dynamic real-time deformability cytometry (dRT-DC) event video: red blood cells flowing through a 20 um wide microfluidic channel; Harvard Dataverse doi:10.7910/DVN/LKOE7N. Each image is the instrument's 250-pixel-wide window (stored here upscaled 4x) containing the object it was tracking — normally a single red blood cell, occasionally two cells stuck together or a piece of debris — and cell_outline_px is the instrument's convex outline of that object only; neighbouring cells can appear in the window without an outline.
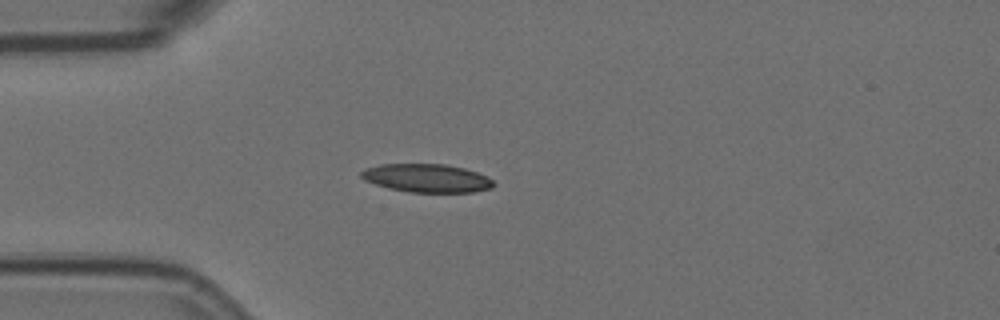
{"species": "Egyptian fruit bat (a non-hibernating species)", "species_latin": "Rousettus aegyptiacus", "temperature_condition": "room temperature", "stored_images_in_passage": 5, "camera_frame_rate_fps": 3000, "um_per_image_px": 0.085, "animal": {"sex": "female"}, "frame": {"image": 1, "passage_image": 1, "time_ms": 0.0, "image_size_px": [1000, 320], "cell_outline_px": [[496, 184], [492, 188], [472, 192], [408, 192], [388, 188], [364, 180], [360, 176], [360, 172], [364, 168], [380, 164], [444, 164], [464, 168], [488, 176]], "centroid_in_image_um": [36.27, 15.14], "position_along_channel_um": 48.7, "area_um2": 21.96}}
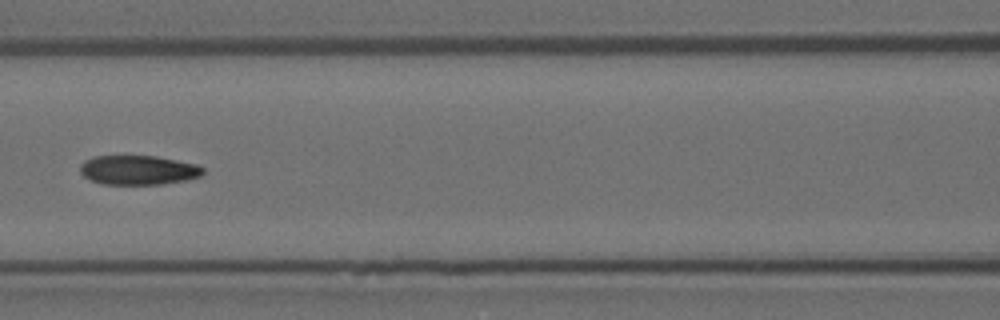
{"frame": {"image": 2, "passage_image": 4, "time_ms": 1.0, "image_size_px": [1000, 320], "cell_outline_px": [[204, 172], [200, 176], [188, 180], [160, 184], [100, 184], [84, 176], [80, 172], [80, 164], [84, 160], [96, 156], [156, 156], [196, 164], [204, 168]], "centroid_in_image_um": [11.75, 14.45], "position_along_channel_um": 154.8, "area_um2": 21.04}}
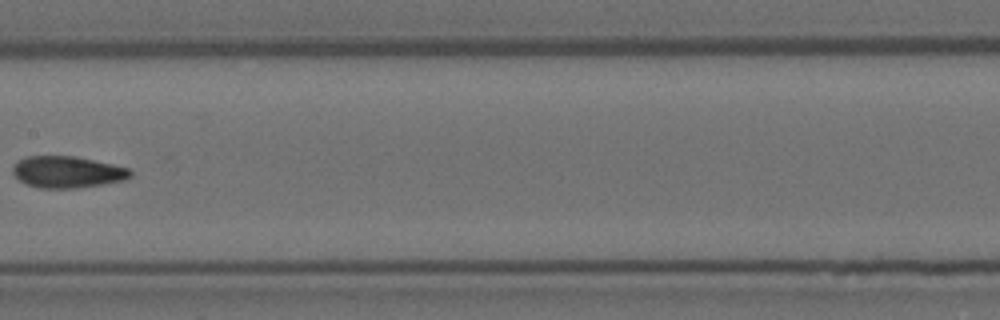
{"frame": {"image": 3, "passage_image": 5, "time_ms": 1.333, "image_size_px": [1000, 320], "cell_outline_px": [[132, 176], [124, 180], [76, 188], [40, 188], [28, 184], [20, 180], [12, 172], [12, 168], [20, 160], [28, 156], [76, 156], [112, 164], [128, 168], [132, 172]], "centroid_in_image_um": [5.74, 14.61], "position_along_channel_um": 201.7, "area_um2": 21.39}}